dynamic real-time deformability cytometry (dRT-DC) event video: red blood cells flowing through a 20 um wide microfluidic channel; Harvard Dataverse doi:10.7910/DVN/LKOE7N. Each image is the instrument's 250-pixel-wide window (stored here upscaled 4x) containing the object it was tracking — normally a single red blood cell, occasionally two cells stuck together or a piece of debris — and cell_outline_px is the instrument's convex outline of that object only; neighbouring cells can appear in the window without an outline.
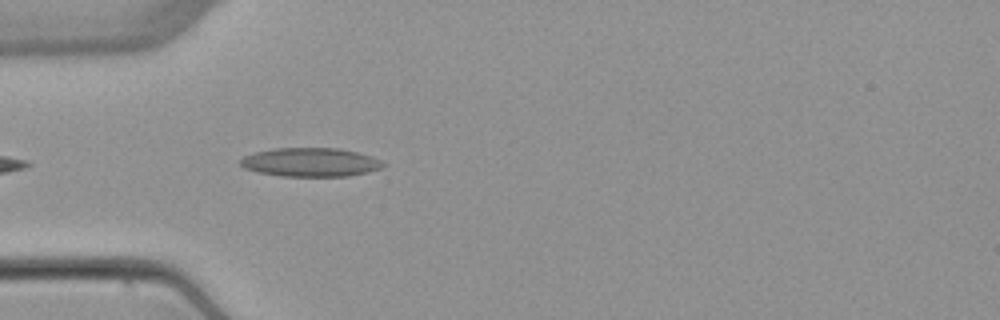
{"species": "common noctule bat (a hibernating species)", "species_latin": "Nyctalus noctula", "temperature_condition": "warm", "stored_images_in_passage": 5, "camera_frame_rate_fps": 3000, "um_per_image_px": 0.085, "animal": {"sex": "female", "body_mass_g": 22.7, "forearm_length_mm": 54.2}, "frame": {"image": 1, "passage_image": 5, "time_ms": 5.0, "image_size_px": [1000, 320], "cell_outline_px": [[388, 164], [380, 168], [368, 172], [348, 176], [280, 176], [260, 172], [244, 168], [240, 164], [240, 160], [244, 156], [256, 152], [276, 148], [336, 148], [356, 152], [372, 156]], "centroid_in_image_um": [26.42, 13.79], "position_along_channel_um": 58.6, "area_um2": 23.81}}